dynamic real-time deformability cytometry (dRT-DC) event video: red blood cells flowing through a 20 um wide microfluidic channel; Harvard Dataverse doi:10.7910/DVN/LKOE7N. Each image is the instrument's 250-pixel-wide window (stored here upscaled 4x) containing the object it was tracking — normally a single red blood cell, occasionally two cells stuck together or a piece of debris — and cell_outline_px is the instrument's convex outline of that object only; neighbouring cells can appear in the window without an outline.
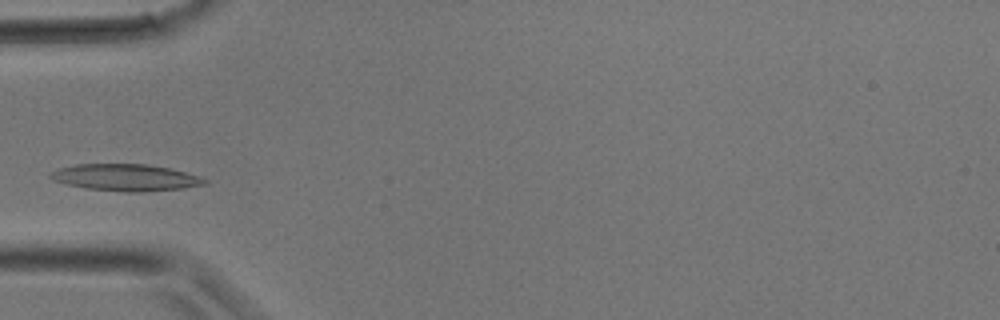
{"species": "common noctule bat (a hibernating species)", "species_latin": "Nyctalus noctula", "temperature_condition": "room temperature", "stored_images_in_passage": 30, "camera_frame_rate_fps": 3000, "um_per_image_px": 0.085, "animal": {"sex": "male", "body_mass_g": 17.9}, "frame": {"image": 1, "passage_image": 7, "time_ms": 2.0, "image_size_px": [1000, 320], "cell_outline_px": [[208, 184], [180, 188], [140, 192], [124, 192], [88, 188], [68, 184], [56, 180], [48, 176], [52, 172], [60, 168], [76, 164], [148, 164], [168, 168], [200, 176], [208, 180]], "centroid_in_image_um": [10.72, 15.08], "position_along_channel_um": 74.3, "area_um2": 23.7}}
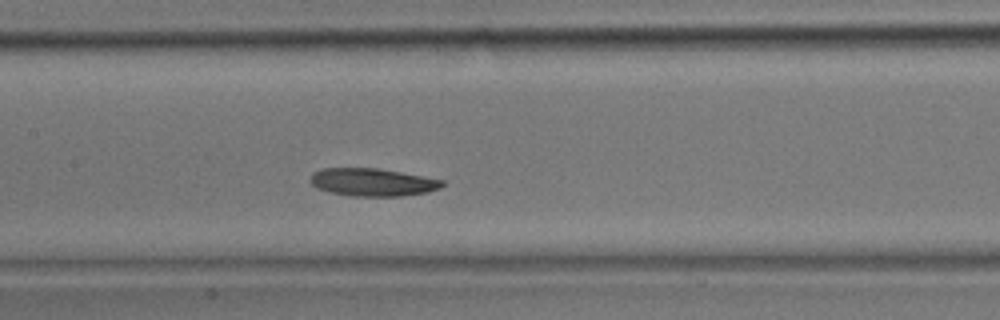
{"frame": {"image": 2, "passage_image": 12, "time_ms": 3.667, "image_size_px": [1000, 320], "cell_outline_px": [[444, 184], [440, 188], [428, 192], [404, 196], [348, 196], [328, 192], [316, 188], [308, 180], [312, 172], [320, 168], [376, 168], [400, 172], [444, 180]], "centroid_in_image_um": [31.61, 15.49], "position_along_channel_um": 175.8, "area_um2": 21.62}}
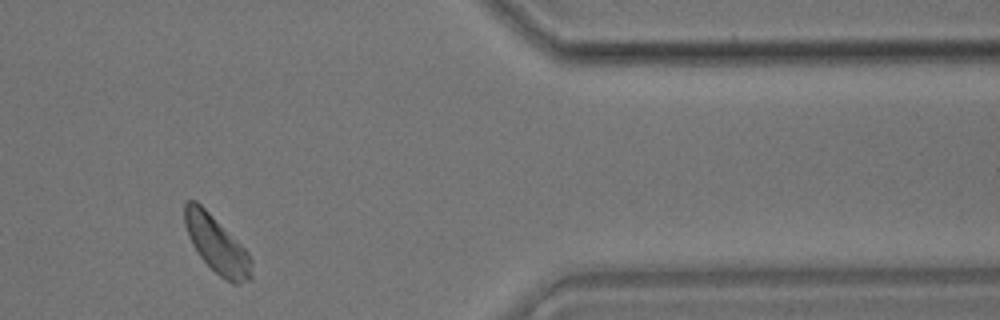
{"frame": {"image": 3, "passage_image": 24, "time_ms": 7.667, "image_size_px": [1000, 320], "cell_outline_px": [[252, 276], [248, 280], [240, 284], [232, 284], [224, 280], [200, 256], [192, 244], [188, 236], [184, 224], [184, 204], [188, 200], [196, 200], [248, 252], [252, 260]], "centroid_in_image_um": [18.42, 20.81], "position_along_channel_um": 393.0, "area_um2": 21.85}}